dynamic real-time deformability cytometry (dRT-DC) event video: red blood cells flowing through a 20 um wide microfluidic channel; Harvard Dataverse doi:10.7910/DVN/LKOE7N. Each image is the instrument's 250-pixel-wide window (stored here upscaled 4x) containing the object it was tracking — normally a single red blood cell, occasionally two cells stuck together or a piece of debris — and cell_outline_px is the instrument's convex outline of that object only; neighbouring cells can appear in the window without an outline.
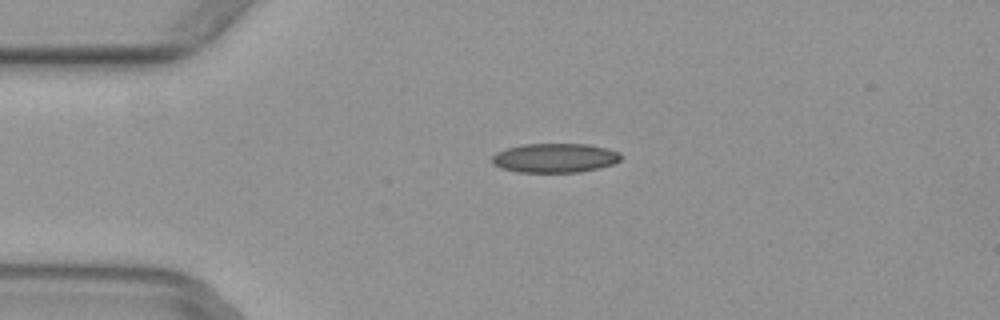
{"species": "common noctule bat (a hibernating species)", "species_latin": "Nyctalus noctula", "temperature_condition": "warm", "stored_images_in_passage": 8, "camera_frame_rate_fps": 3000, "um_per_image_px": 0.085, "animal": {"sex": "female", "body_mass_g": 29.2, "forearm_length_mm": 56.3}, "frame": {"image": 1, "passage_image": 4, "time_ms": 1.0, "image_size_px": [1000, 320], "cell_outline_px": [[620, 160], [616, 164], [600, 168], [580, 172], [520, 172], [500, 168], [492, 164], [492, 156], [496, 152], [508, 148], [524, 144], [588, 144], [608, 148], [620, 152]], "centroid_in_image_um": [47.19, 13.43], "position_along_channel_um": 37.8, "area_um2": 22.14}}
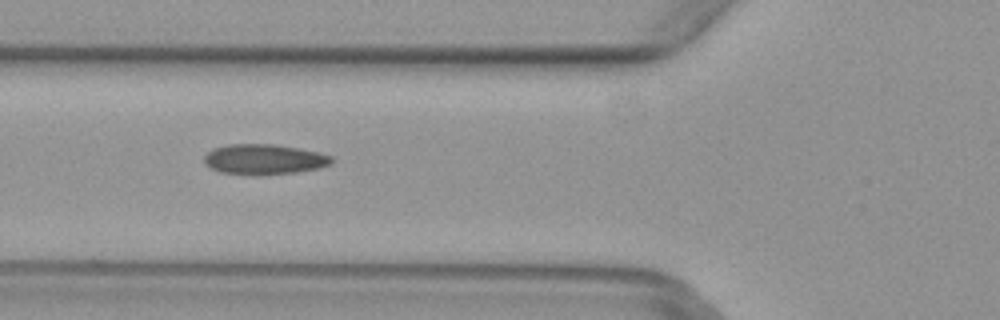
{"frame": {"image": 2, "passage_image": 6, "time_ms": 1.667, "image_size_px": [1000, 320], "cell_outline_px": [[332, 164], [316, 168], [296, 172], [264, 176], [252, 176], [220, 172], [204, 164], [204, 156], [212, 148], [228, 144], [276, 144], [316, 152], [332, 156]], "centroid_in_image_um": [22.4, 13.56], "position_along_channel_um": 103.4, "area_um2": 22.72}}